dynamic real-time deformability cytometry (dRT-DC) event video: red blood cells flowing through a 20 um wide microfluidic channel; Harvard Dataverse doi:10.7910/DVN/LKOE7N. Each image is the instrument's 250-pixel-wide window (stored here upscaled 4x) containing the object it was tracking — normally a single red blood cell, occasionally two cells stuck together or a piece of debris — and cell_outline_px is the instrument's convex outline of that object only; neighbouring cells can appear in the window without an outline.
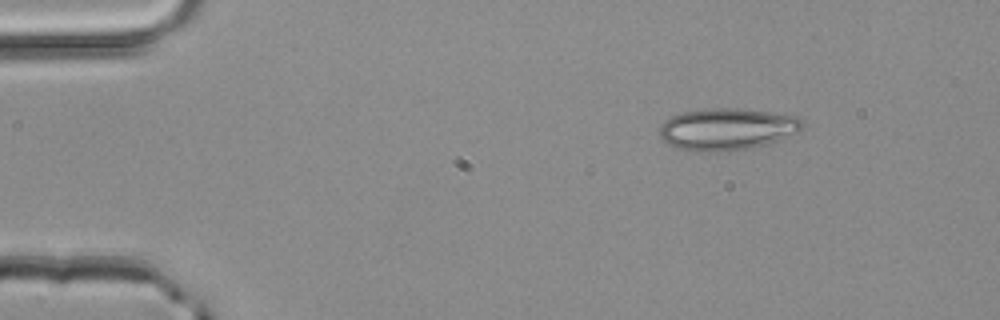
{"species": "common noctule bat (a hibernating species)", "species_latin": "Nyctalus noctula", "temperature_condition": "room temperature", "stored_images_in_passage": 4, "camera_frame_rate_fps": 3000, "um_per_image_px": 0.085, "animal": {"sex": "male", "body_mass_g": 20.4}, "frame": {"image": 1, "passage_image": 4, "time_ms": 1.0, "image_size_px": [1000, 320], "cell_outline_px": [[804, 124], [796, 132], [768, 144], [748, 148], [716, 152], [692, 152], [672, 148], [660, 136], [660, 124], [664, 120], [680, 112], [704, 108], [740, 108], [796, 116]], "centroid_in_image_um": [61.7, 10.98], "position_along_channel_um": 23.3, "area_um2": 35.08}}